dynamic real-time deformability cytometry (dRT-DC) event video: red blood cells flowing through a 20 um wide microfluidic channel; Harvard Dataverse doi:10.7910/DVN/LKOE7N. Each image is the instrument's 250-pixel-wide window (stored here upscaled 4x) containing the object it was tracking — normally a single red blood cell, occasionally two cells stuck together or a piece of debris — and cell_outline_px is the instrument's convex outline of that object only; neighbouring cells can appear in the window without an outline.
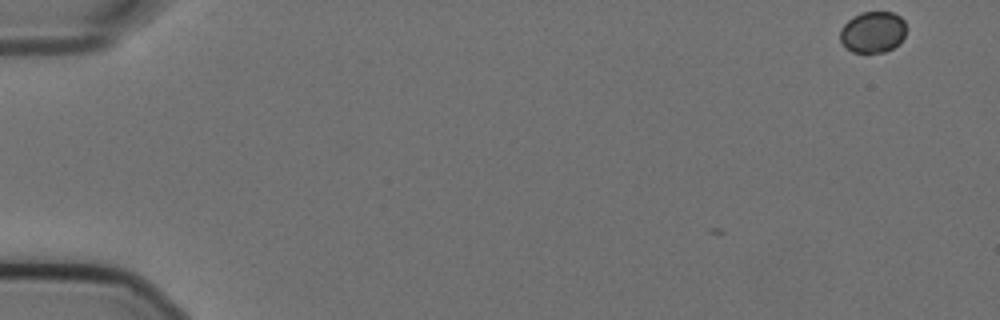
{"species": "Egyptian fruit bat (a non-hibernating species)", "species_latin": "Rousettus aegyptiacus", "temperature_condition": "cold", "stored_images_in_passage": 8, "camera_frame_rate_fps": 3000, "um_per_image_px": 0.085, "animal": {"sex": "female"}, "frame": {"image": 1, "passage_image": 1, "time_ms": 0.0, "image_size_px": [1000, 320], "cell_outline_px": [[904, 36], [892, 48], [884, 52], [852, 52], [840, 40], [840, 28], [852, 16], [864, 12], [892, 12], [900, 16], [904, 20]], "centroid_in_image_um": [74.16, 2.71], "position_along_channel_um": 10.8, "area_um2": 15.66}}